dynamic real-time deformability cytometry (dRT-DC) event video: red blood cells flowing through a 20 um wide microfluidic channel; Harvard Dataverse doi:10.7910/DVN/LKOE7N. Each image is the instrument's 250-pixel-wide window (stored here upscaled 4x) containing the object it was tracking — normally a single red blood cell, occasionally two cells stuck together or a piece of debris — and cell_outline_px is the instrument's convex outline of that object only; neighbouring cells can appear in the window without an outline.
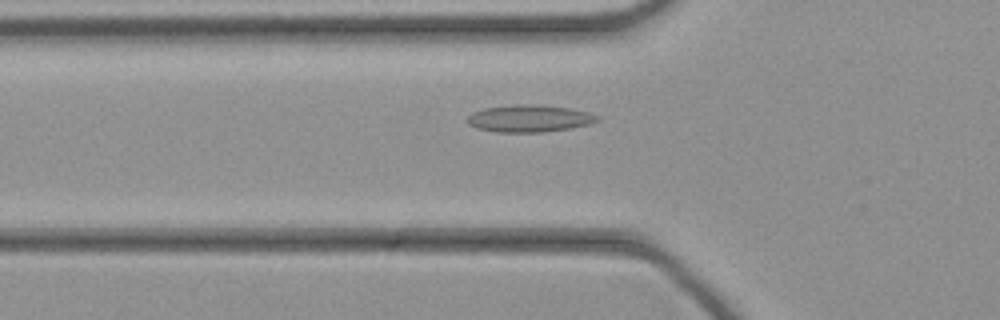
{"species": "common noctule bat (a hibernating species)", "species_latin": "Nyctalus noctula", "temperature_condition": "cold", "stored_images_in_passage": 43, "camera_frame_rate_fps": 3000, "um_per_image_px": 0.085, "animal": {"sex": "female", "body_mass_g": 21.9}, "frame": {"image": 1, "passage_image": 13, "time_ms": 4.0, "image_size_px": [1000, 320], "cell_outline_px": [[600, 120], [588, 124], [572, 128], [544, 132], [496, 132], [476, 128], [468, 124], [464, 120], [472, 112], [484, 108], [512, 104], [532, 104], [568, 108], [588, 112], [600, 116]], "centroid_in_image_um": [44.95, 10.07], "position_along_channel_um": 80.8, "area_um2": 20.75}}
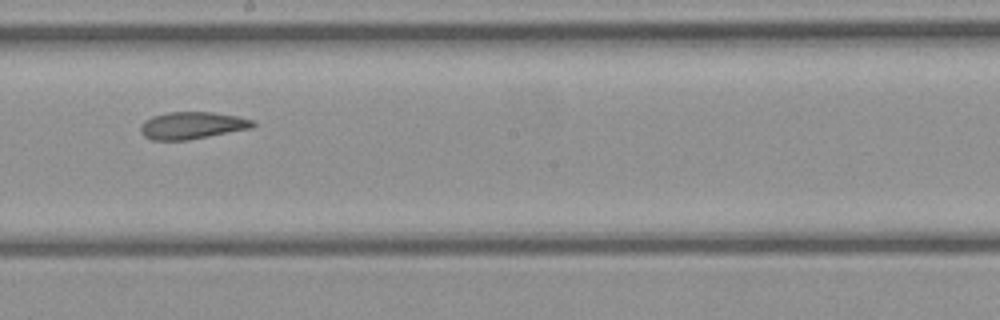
{"frame": {"image": 2, "passage_image": 23, "time_ms": 7.333, "image_size_px": [1000, 320], "cell_outline_px": [[256, 124], [252, 128], [188, 140], [152, 140], [144, 136], [140, 132], [140, 124], [144, 120], [152, 116], [168, 112], [212, 112], [236, 116], [252, 120]], "centroid_in_image_um": [16.29, 10.66], "position_along_channel_um": 231.9, "area_um2": 17.8}}
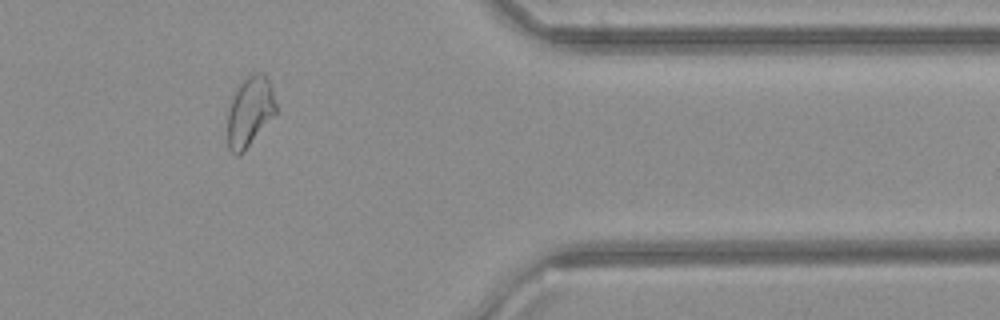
{"frame": {"image": 3, "passage_image": 35, "time_ms": 11.333, "image_size_px": [1000, 320], "cell_outline_px": [[276, 112], [244, 152], [240, 156], [236, 156], [228, 148], [228, 112], [232, 96], [236, 84], [248, 76], [256, 72], [264, 72], [272, 84], [276, 104]], "centroid_in_image_um": [21.23, 9.44], "position_along_channel_um": 390.2, "area_um2": 20.06}}